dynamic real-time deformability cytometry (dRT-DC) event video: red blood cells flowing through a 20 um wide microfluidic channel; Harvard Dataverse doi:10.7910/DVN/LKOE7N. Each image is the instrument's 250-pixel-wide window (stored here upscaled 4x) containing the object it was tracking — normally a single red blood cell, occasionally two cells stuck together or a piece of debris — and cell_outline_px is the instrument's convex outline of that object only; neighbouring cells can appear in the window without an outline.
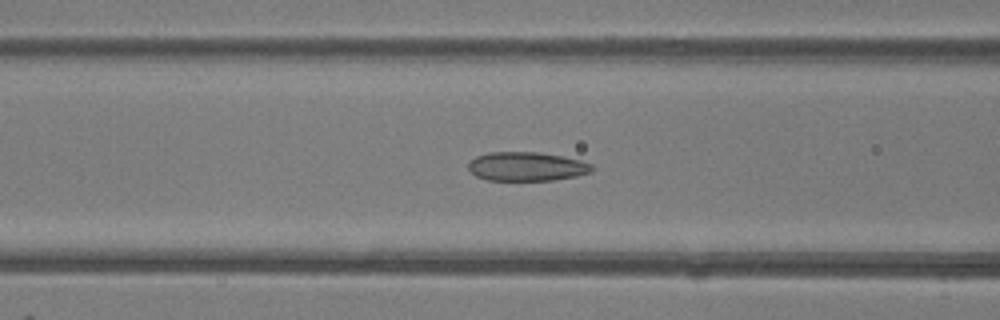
{"species": "common noctule bat (a hibernating species)", "species_latin": "Nyctalus noctula", "temperature_condition": "room temperature", "stored_images_in_passage": 42, "camera_frame_rate_fps": 3000, "um_per_image_px": 0.085, "animal": {"sex": "female"}, "frame": {"image": 1, "passage_image": 11, "time_ms": 3.333, "image_size_px": [1000, 320], "cell_outline_px": [[592, 172], [576, 176], [552, 180], [488, 180], [476, 176], [468, 168], [468, 164], [476, 156], [488, 152], [540, 152], [580, 160], [592, 164]], "centroid_in_image_um": [44.76, 14.15], "position_along_channel_um": 121.8, "area_um2": 20.75}}
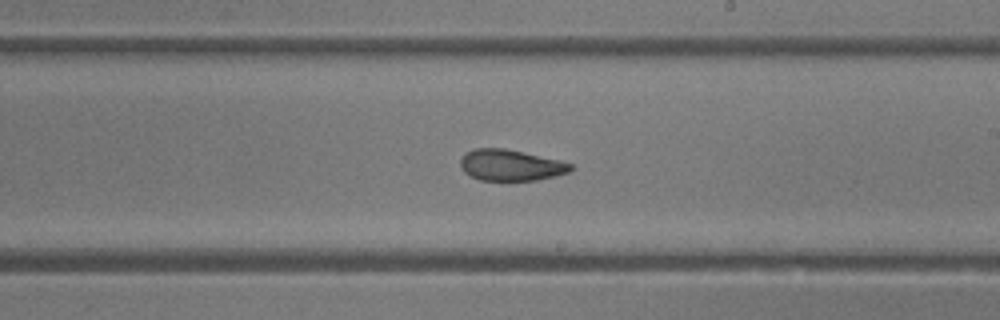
{"frame": {"image": 2, "passage_image": 20, "time_ms": 6.333, "image_size_px": [1000, 320], "cell_outline_px": [[572, 168], [568, 172], [536, 180], [480, 180], [464, 172], [460, 164], [460, 160], [464, 152], [476, 148], [504, 148], [560, 160], [572, 164]], "centroid_in_image_um": [43.37, 14.03], "position_along_channel_um": 245.6, "area_um2": 19.83}}
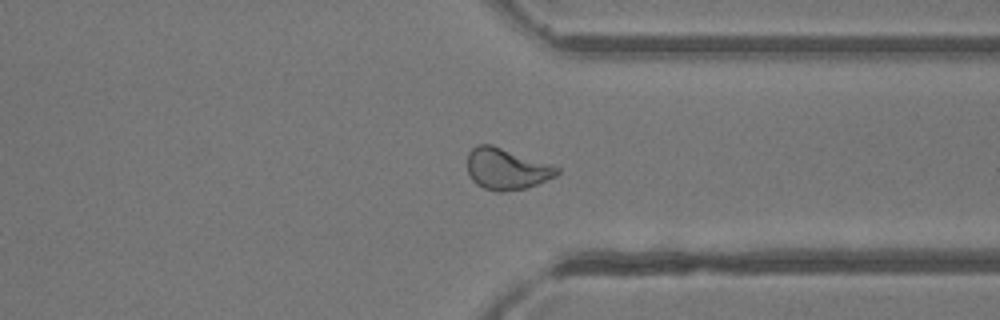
{"frame": {"image": 3, "passage_image": 29, "time_ms": 9.333, "image_size_px": [1000, 320], "cell_outline_px": [[560, 172], [556, 176], [536, 184], [524, 188], [500, 192], [496, 192], [484, 188], [476, 184], [472, 180], [468, 172], [468, 152], [476, 144], [492, 144], [552, 164], [560, 168]], "centroid_in_image_um": [43.05, 14.34], "position_along_channel_um": 368.3, "area_um2": 21.68}, "authors_computed_cell_mechanics": {"area_um2": 21.6461, "velocity_mm_per_s": 4.128, "shape_relaxation_time_tau1_ms": null, "shape_relaxation_time_tau2_ms": 1.9895, "deformation_change_tau1": null, "deformation_change_tau2": 0.08}}